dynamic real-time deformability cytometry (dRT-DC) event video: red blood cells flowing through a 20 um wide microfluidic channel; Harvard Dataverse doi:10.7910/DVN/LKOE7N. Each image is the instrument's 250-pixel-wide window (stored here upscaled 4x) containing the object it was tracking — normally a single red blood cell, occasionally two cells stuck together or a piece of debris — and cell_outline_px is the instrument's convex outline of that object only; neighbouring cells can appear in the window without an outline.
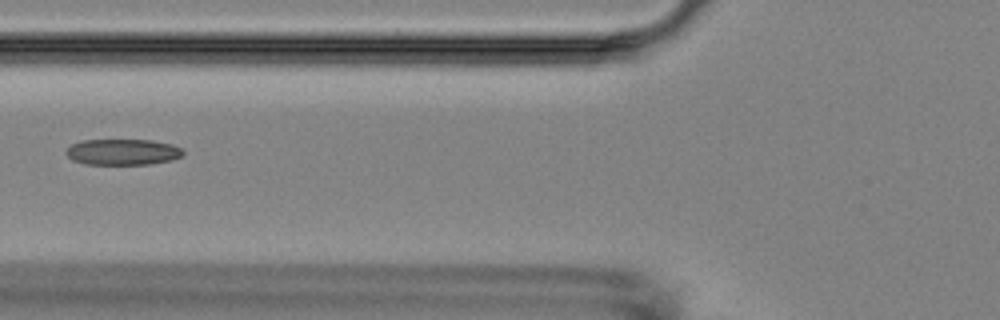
{"species": "Egyptian fruit bat (a non-hibernating species)", "species_latin": "Rousettus aegyptiacus", "temperature_condition": "room temperature", "stored_images_in_passage": 3, "camera_frame_rate_fps": 3000, "um_per_image_px": 0.085, "animal": {"sex": "female"}, "frame": {"image": 1, "passage_image": 2, "time_ms": 1.333, "image_size_px": [1000, 320], "cell_outline_px": [[184, 156], [172, 160], [148, 164], [84, 164], [72, 160], [64, 152], [72, 144], [84, 140], [152, 140], [172, 144], [180, 148], [184, 152]], "centroid_in_image_um": [10.44, 12.92], "position_along_channel_um": 115.4, "area_um2": 17.74}}